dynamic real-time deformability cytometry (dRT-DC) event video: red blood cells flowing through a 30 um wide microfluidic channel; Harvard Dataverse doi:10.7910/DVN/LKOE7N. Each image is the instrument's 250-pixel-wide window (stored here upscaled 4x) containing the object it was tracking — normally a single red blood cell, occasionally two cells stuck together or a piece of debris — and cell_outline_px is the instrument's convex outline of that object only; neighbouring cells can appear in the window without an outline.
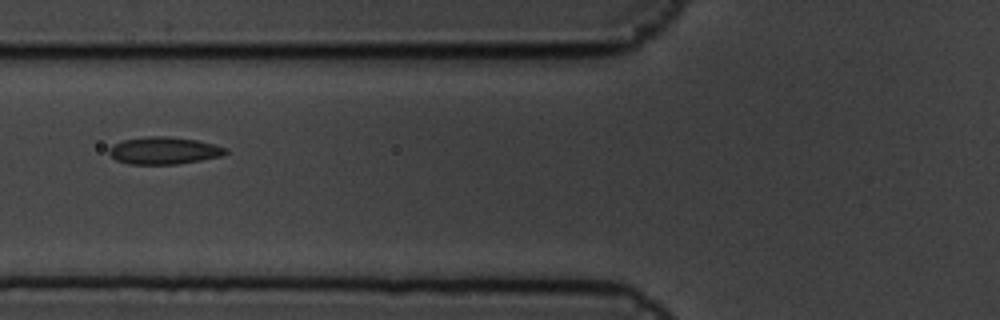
{"species": "common noctule bat (a hibernating species)", "species_latin": "Nyctalus noctula", "temperature_condition": "cold", "stored_images_in_passage": 4, "camera_frame_rate_fps": 3000, "um_per_image_px": 0.085, "animal": {"sex": "male", "body_mass_g": 19.5, "forearm_length_mm": 54.6}, "frame": {"image": 1, "passage_image": 4, "time_ms": 1.0, "image_size_px": [1000, 320], "cell_outline_px": [[228, 152], [220, 156], [200, 160], [176, 164], [128, 164], [116, 160], [108, 152], [108, 148], [124, 140], [148, 136], [168, 136], [196, 140], [216, 144], [228, 148]], "centroid_in_image_um": [13.95, 12.8], "position_along_channel_um": 111.8, "area_um2": 18.44}}